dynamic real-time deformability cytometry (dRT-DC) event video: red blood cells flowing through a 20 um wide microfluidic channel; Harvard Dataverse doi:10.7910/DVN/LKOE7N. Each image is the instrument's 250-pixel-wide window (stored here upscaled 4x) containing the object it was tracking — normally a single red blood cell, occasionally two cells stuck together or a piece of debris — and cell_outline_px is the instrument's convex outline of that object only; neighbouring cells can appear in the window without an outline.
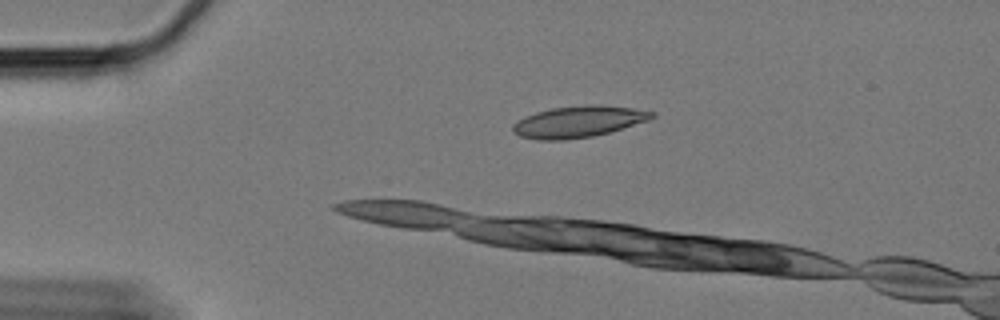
{"species": "Egyptian fruit bat (a non-hibernating species)", "species_latin": "Rousettus aegyptiacus", "temperature_condition": "cold", "stored_images_in_passage": 9, "camera_frame_rate_fps": 3000, "um_per_image_px": 0.085, "animal": {"sex": "female"}, "frame": {"image": 1, "passage_image": 1, "time_ms": 0.0, "image_size_px": [1000, 320], "cell_outline_px": [[656, 116], [652, 120], [608, 132], [592, 136], [564, 140], [540, 140], [520, 136], [512, 128], [512, 124], [516, 120], [524, 116], [536, 112], [552, 108], [588, 104], [600, 104], [632, 108], [656, 112]], "centroid_in_image_um": [49.2, 10.33], "position_along_channel_um": 35.8, "area_um2": 25.61}}
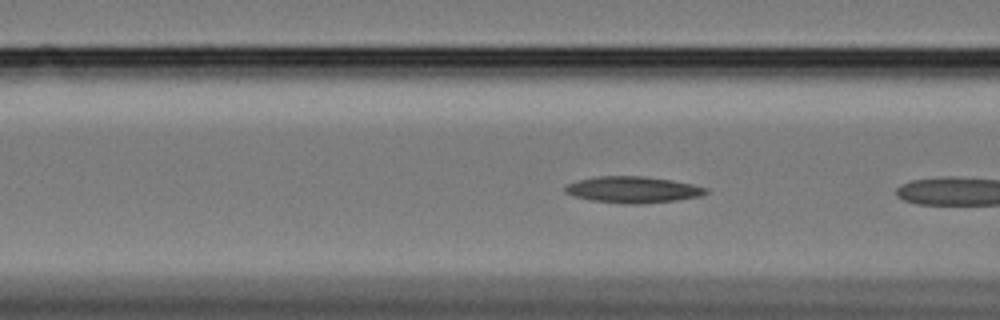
{"frame": {"image": 2, "passage_image": 8, "time_ms": 2.333, "image_size_px": [1000, 320], "cell_outline_px": [[708, 192], [700, 196], [676, 200], [644, 204], [620, 204], [592, 200], [576, 196], [564, 192], [564, 188], [568, 184], [580, 180], [596, 176], [640, 176], [672, 180], [692, 184], [708, 188]], "centroid_in_image_um": [53.81, 16.13], "position_along_channel_um": 112.8, "area_um2": 21.56}}